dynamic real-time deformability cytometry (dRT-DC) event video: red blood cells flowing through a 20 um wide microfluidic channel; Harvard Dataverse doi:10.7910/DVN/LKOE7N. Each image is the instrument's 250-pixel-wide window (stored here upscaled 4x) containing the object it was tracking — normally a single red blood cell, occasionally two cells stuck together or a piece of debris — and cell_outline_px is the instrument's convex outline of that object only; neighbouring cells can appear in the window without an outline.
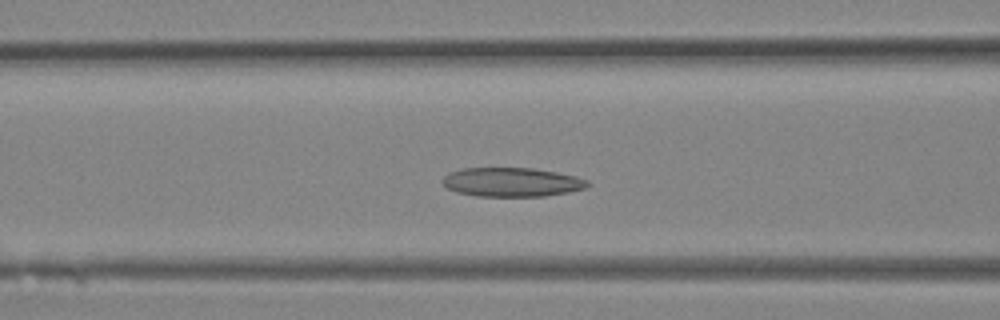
{"species": "Egyptian fruit bat (a non-hibernating species)", "species_latin": "Rousettus aegyptiacus", "temperature_condition": "room temperature", "stored_images_in_passage": 23, "camera_frame_rate_fps": 3000, "um_per_image_px": 0.085, "animal": {"sex": "female"}, "frame": {"image": 1, "passage_image": 4, "time_ms": 1.0, "image_size_px": [1000, 320], "cell_outline_px": [[592, 184], [588, 188], [568, 192], [544, 196], [476, 196], [456, 192], [448, 188], [444, 184], [444, 176], [448, 172], [460, 168], [532, 168], [556, 172], [576, 176], [588, 180]], "centroid_in_image_um": [43.54, 15.48], "position_along_channel_um": 123.1, "area_um2": 24.68}}
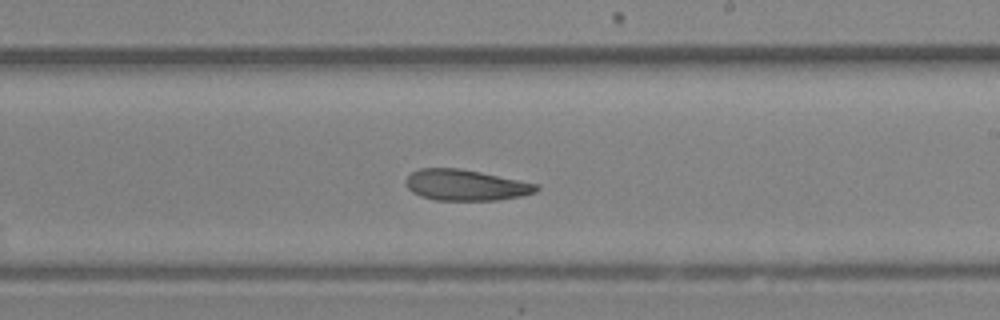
{"frame": {"image": 2, "passage_image": 10, "time_ms": 3.0, "image_size_px": [1000, 320], "cell_outline_px": [[540, 188], [536, 192], [520, 196], [500, 200], [436, 200], [420, 196], [412, 192], [404, 184], [404, 180], [412, 172], [420, 168], [460, 168], [540, 184]], "centroid_in_image_um": [39.58, 15.73], "position_along_channel_um": 249.4, "area_um2": 23.7}}
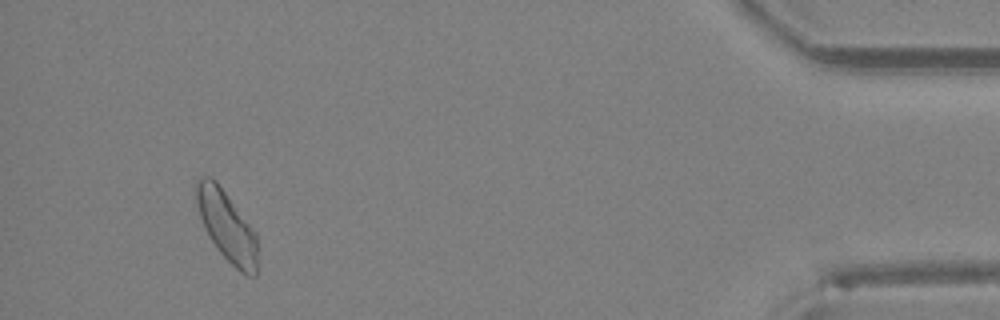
{"frame": {"image": 3, "passage_image": 21, "time_ms": 6.667, "image_size_px": [1000, 320], "cell_outline_px": [[256, 276], [248, 276], [240, 272], [216, 248], [208, 236], [204, 228], [192, 192], [192, 188], [196, 180], [200, 176], [212, 176], [216, 180], [256, 232]], "centroid_in_image_um": [19.2, 19.13], "position_along_channel_um": 416.0, "area_um2": 25.37}}